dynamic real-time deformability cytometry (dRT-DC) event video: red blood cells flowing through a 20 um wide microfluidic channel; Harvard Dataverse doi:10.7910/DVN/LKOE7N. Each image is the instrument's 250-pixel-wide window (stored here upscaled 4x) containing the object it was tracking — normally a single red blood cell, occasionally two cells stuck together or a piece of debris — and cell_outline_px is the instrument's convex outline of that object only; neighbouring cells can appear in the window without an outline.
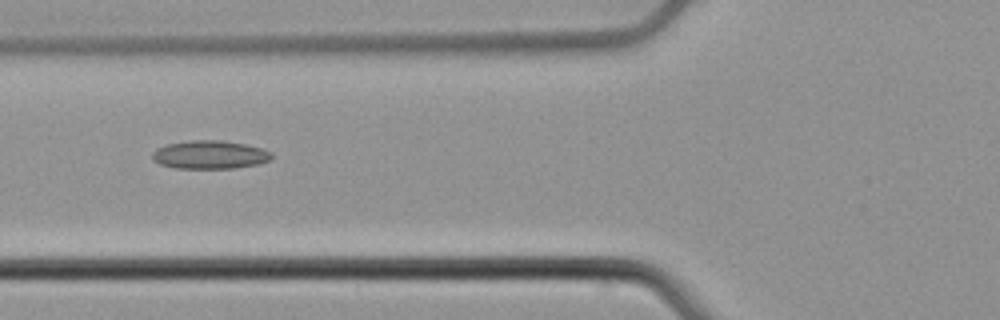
{"species": "common noctule bat (a hibernating species)", "species_latin": "Nyctalus noctula", "temperature_condition": "cold", "stored_images_in_passage": 3, "camera_frame_rate_fps": 3000, "um_per_image_px": 0.085, "animal": {"sex": "male", "body_mass_g": 21.5, "forearm_length_mm": 52.0}, "frame": {"image": 1, "passage_image": 2, "time_ms": 0.333, "image_size_px": [1000, 320], "cell_outline_px": [[272, 160], [260, 164], [232, 168], [176, 168], [160, 164], [152, 160], [152, 152], [156, 148], [164, 144], [188, 140], [224, 140], [264, 148], [272, 152]], "centroid_in_image_um": [17.84, 13.14], "position_along_channel_um": 108.0, "area_um2": 20.06}}
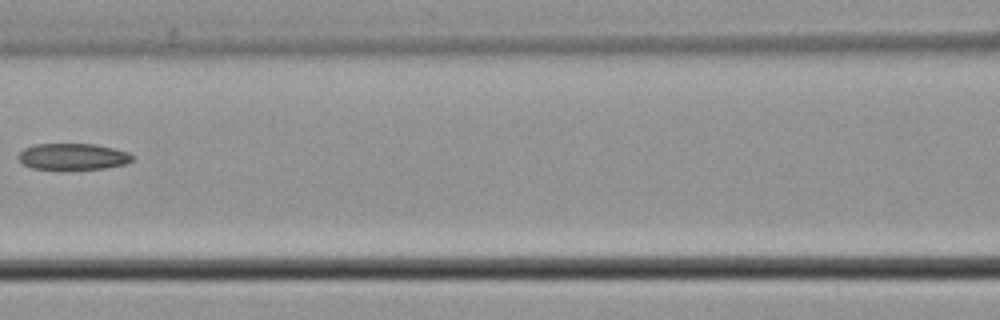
{"frame": {"image": 2, "passage_image": 3, "time_ms": 0.667, "image_size_px": [1000, 320], "cell_outline_px": [[132, 160], [124, 164], [104, 168], [32, 168], [24, 164], [16, 156], [24, 148], [36, 144], [92, 144], [112, 148], [128, 152], [132, 156]], "centroid_in_image_um": [6.16, 13.29], "position_along_channel_um": 160.4, "area_um2": 16.99}}